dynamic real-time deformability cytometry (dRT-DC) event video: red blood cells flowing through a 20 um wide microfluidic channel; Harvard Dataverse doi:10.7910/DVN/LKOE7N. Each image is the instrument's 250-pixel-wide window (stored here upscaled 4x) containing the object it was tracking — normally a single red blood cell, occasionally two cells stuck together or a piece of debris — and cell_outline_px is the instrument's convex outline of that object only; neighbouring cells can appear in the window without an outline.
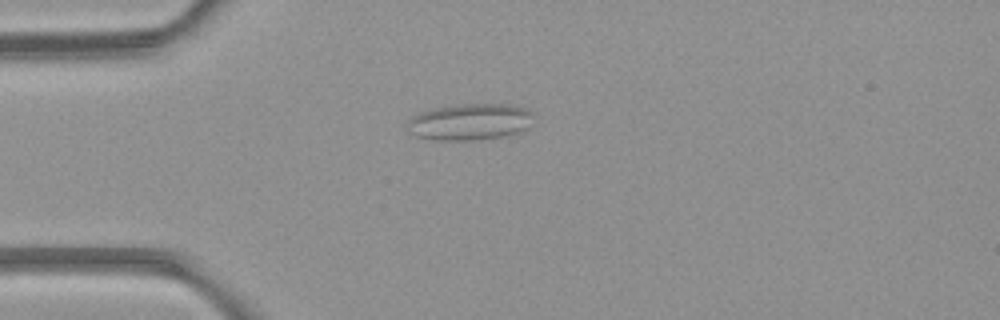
{"species": "common noctule bat (a hibernating species)", "species_latin": "Nyctalus noctula", "temperature_condition": "room temperature", "stored_images_in_passage": 3, "camera_frame_rate_fps": 3000, "um_per_image_px": 0.085, "animal": {"sex": "female", "body_mass_g": 21.9}, "frame": {"image": 1, "passage_image": 2, "time_ms": 1.0, "image_size_px": [1000, 320], "cell_outline_px": [[532, 112], [524, 132], [508, 136], [472, 140], [432, 140], [416, 136], [408, 132], [408, 120], [412, 116], [420, 112], [436, 108], [456, 104], [512, 104], [524, 108]], "centroid_in_image_um": [39.91, 10.37], "position_along_channel_um": 45.1, "area_um2": 26.93}}